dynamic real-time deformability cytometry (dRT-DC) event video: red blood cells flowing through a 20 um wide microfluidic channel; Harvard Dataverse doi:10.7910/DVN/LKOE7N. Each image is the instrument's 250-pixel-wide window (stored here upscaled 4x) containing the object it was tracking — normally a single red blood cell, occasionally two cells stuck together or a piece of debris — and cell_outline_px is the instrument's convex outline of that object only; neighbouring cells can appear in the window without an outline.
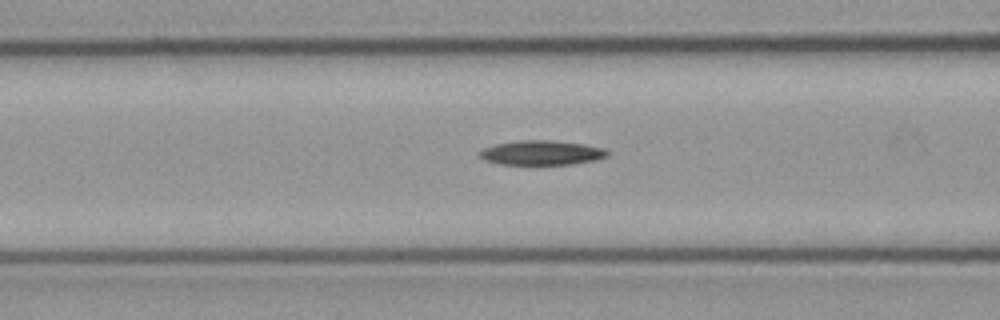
{"species": "common noctule bat (a hibernating species)", "species_latin": "Nyctalus noctula", "temperature_condition": "cold", "stored_images_in_passage": 27, "camera_frame_rate_fps": 3000, "um_per_image_px": 0.085, "animal": {"sex": "male", "body_mass_g": 23.1, "forearm_length_mm": 52.7}, "frame": {"image": 1, "passage_image": 5, "time_ms": 1.333, "image_size_px": [1000, 320], "cell_outline_px": [[608, 156], [596, 160], [572, 164], [500, 164], [484, 160], [476, 156], [484, 148], [496, 144], [520, 140], [552, 140], [584, 144], [604, 148], [608, 152]], "centroid_in_image_um": [46.03, 12.98], "position_along_channel_um": 120.6, "area_um2": 18.26}}
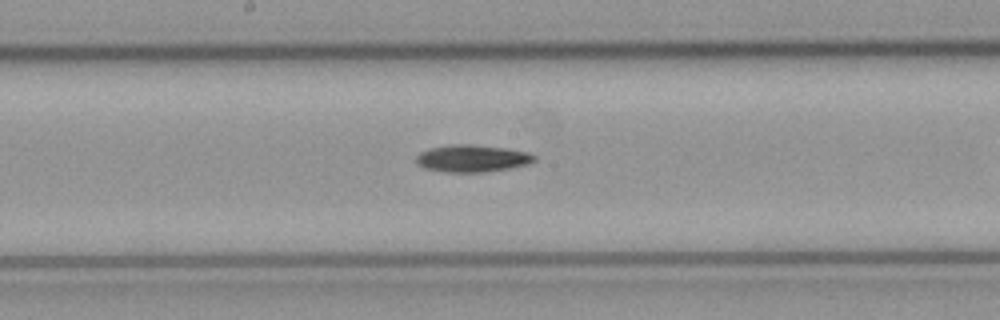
{"frame": {"image": 2, "passage_image": 12, "time_ms": 3.667, "image_size_px": [1000, 320], "cell_outline_px": [[536, 160], [528, 164], [508, 168], [480, 172], [444, 172], [424, 168], [416, 160], [416, 156], [420, 152], [428, 148], [452, 144], [468, 144], [508, 148], [528, 152], [536, 156]], "centroid_in_image_um": [40.13, 13.45], "position_along_channel_um": 208.1, "area_um2": 18.67}}
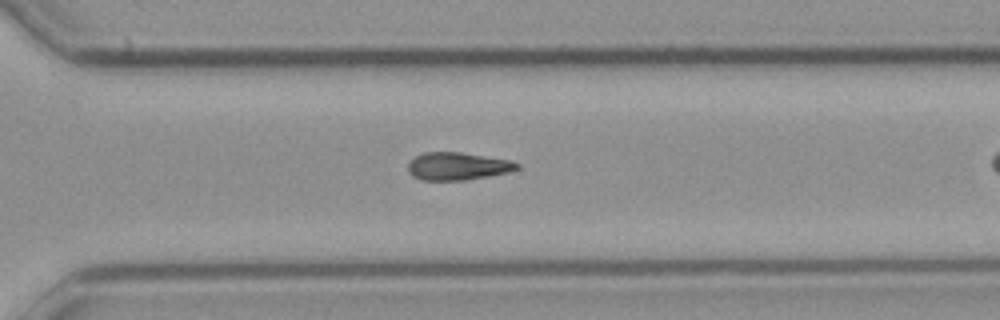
{"frame": {"image": 3, "passage_image": 22, "time_ms": 7.0, "image_size_px": [1000, 320], "cell_outline_px": [[520, 168], [508, 172], [488, 176], [464, 180], [420, 180], [412, 176], [408, 172], [408, 164], [416, 156], [424, 152], [460, 152], [512, 160], [520, 164]], "centroid_in_image_um": [38.9, 14.13], "position_along_channel_um": 331.7, "area_um2": 17.63}}